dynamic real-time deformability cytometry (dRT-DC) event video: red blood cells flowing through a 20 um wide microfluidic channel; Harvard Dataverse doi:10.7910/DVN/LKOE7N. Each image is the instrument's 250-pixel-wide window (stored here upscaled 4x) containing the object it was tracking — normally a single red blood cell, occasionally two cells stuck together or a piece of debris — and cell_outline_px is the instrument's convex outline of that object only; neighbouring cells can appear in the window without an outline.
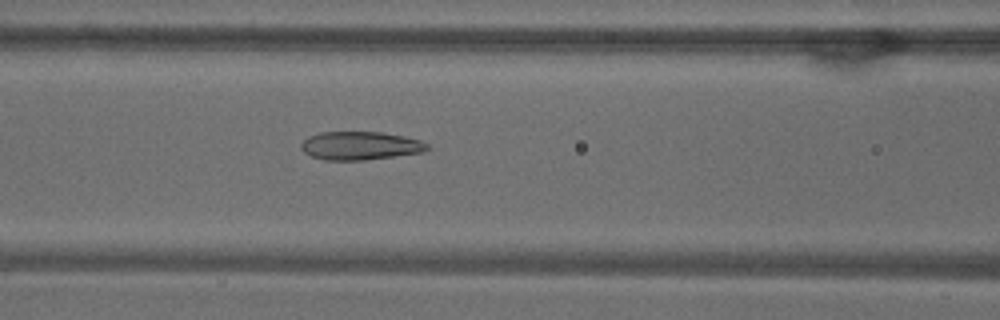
{"species": "common noctule bat (a hibernating species)", "species_latin": "Nyctalus noctula", "temperature_condition": "warm", "stored_images_in_passage": 35, "camera_frame_rate_fps": 3000, "um_per_image_px": 0.085, "animal": {"sex": "male", "body_mass_g": 18.8}, "frame": {"image": 1, "passage_image": 12, "time_ms": 3.667, "image_size_px": [1000, 320], "cell_outline_px": [[432, 148], [424, 152], [364, 160], [324, 160], [312, 156], [304, 152], [300, 148], [300, 144], [308, 136], [320, 132], [384, 132], [404, 136], [420, 140], [428, 144]], "centroid_in_image_um": [30.63, 12.38], "position_along_channel_um": 136.0, "area_um2": 20.98}}
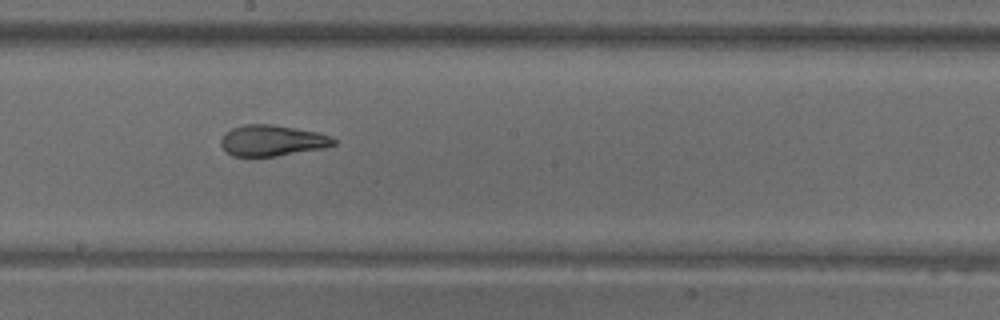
{"frame": {"image": 2, "passage_image": 19, "time_ms": 6.0, "image_size_px": [1000, 320], "cell_outline_px": [[336, 144], [324, 148], [276, 156], [232, 156], [220, 144], [220, 140], [224, 132], [232, 128], [244, 124], [272, 124], [316, 132], [332, 136], [336, 140]], "centroid_in_image_um": [23.13, 11.94], "position_along_channel_um": 225.1, "area_um2": 20.35}}
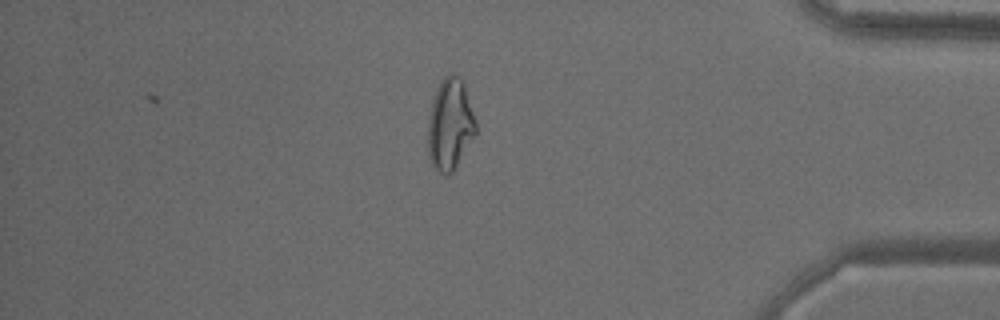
{"frame": {"image": 3, "passage_image": 35, "time_ms": 11.333, "image_size_px": [1000, 320], "cell_outline_px": [[476, 132], [452, 172], [448, 176], [440, 172], [432, 164], [428, 156], [428, 116], [432, 100], [436, 88], [444, 76], [448, 72], [452, 72], [460, 76], [464, 84], [476, 120]], "centroid_in_image_um": [38.24, 10.52], "position_along_channel_um": 397.0, "area_um2": 25.55}, "authors_computed_cell_mechanics": {"area_um2": 20.8658, "velocity_mm_per_s": 3.8235, "shape_relaxation_time_tau1_ms": 7.2927, "shape_relaxation_time_tau2_ms": 1.6159, "deformation_change_tau1": 0.2072, "deformation_change_tau2": 0.0717}}